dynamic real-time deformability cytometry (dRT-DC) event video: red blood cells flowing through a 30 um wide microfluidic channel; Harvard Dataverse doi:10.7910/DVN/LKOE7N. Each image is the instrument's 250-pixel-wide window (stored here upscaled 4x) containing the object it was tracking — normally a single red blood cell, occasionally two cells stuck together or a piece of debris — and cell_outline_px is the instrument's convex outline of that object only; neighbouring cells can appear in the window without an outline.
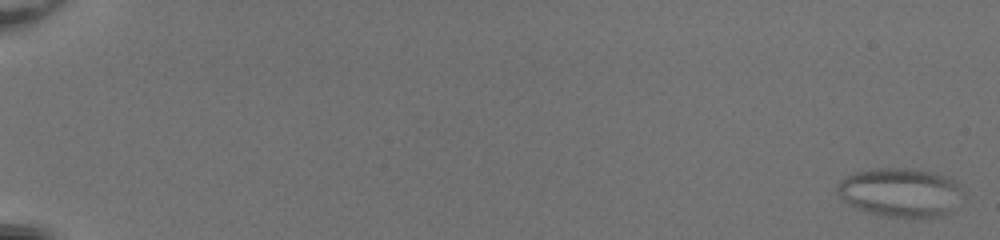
{"species": "common noctule bat (a hibernating species)", "species_latin": "Nyctalus noctula", "temperature_condition": "room temperature", "stored_images_in_passage": 54, "camera_frame_rate_fps": 3000, "um_per_image_px": 0.085, "animal": {"sex": "female", "body_mass_g": 20.0, "forearm_length_mm": 54.0}, "frame": {"image": 1, "passage_image": 2, "time_ms": 0.333, "image_size_px": [1000, 240], "cell_outline_px": [[964, 192], [948, 212], [944, 216], [888, 216], [868, 212], [856, 208], [848, 204], [836, 192], [836, 184], [844, 176], [856, 172], [876, 168], [912, 168], [936, 172], [948, 176], [956, 180], [960, 184]], "centroid_in_image_um": [76.52, 16.31], "position_along_channel_um": 8.5, "area_um2": 35.84}}
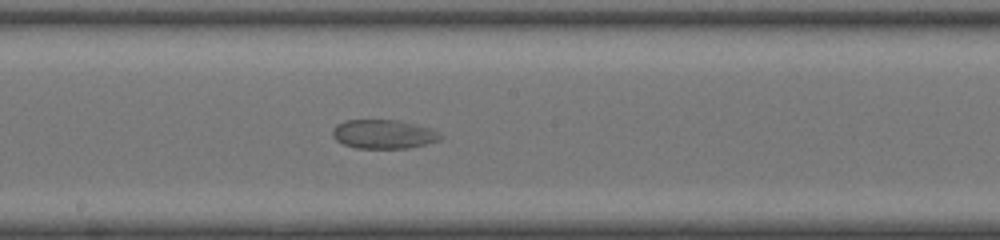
{"frame": {"image": 2, "passage_image": 33, "time_ms": 10.667, "image_size_px": [1000, 240], "cell_outline_px": [[444, 136], [440, 140], [408, 148], [356, 148], [344, 144], [336, 140], [332, 136], [332, 128], [336, 124], [344, 120], [400, 120], [432, 128]], "centroid_in_image_um": [32.6, 11.39], "position_along_channel_um": 215.6, "area_um2": 18.38}}
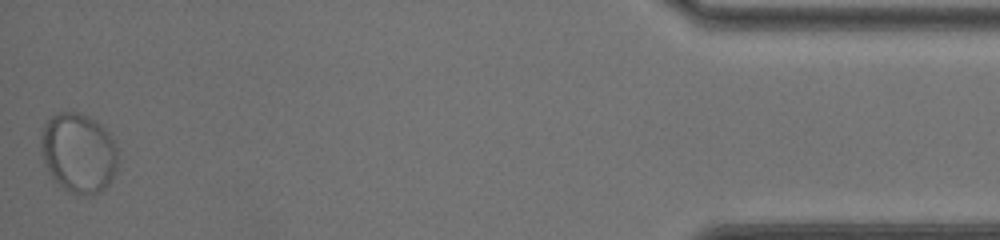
{"frame": {"image": 3, "passage_image": 54, "time_ms": 17.667, "image_size_px": [1000, 240], "cell_outline_px": [[120, 164], [108, 184], [104, 188], [88, 196], [72, 192], [64, 188], [48, 172], [40, 152], [40, 136], [44, 124], [56, 112], [80, 112], [88, 116], [100, 124], [108, 132], [116, 148]], "centroid_in_image_um": [6.66, 12.97], "position_along_channel_um": 428.5, "area_um2": 35.84}}